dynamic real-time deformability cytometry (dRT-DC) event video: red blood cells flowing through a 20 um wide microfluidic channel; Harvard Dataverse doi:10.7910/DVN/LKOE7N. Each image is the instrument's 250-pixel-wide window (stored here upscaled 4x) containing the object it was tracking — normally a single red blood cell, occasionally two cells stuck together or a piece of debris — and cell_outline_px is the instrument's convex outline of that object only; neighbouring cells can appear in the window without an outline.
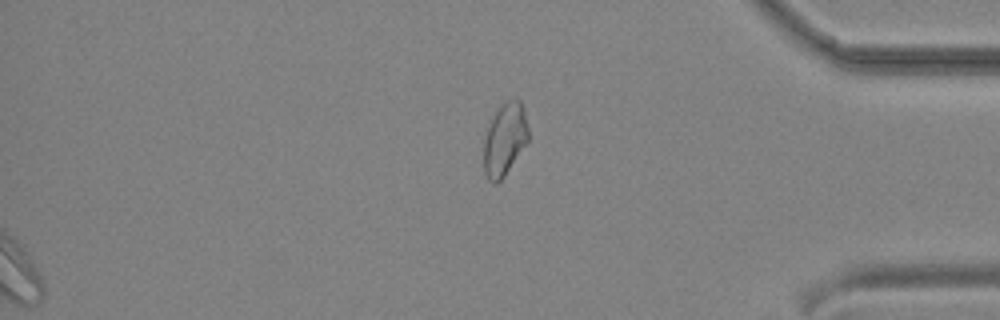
{"species": "common noctule bat (a hibernating species)", "species_latin": "Nyctalus noctula", "temperature_condition": "cold", "stored_images_in_passage": 39, "segment_of_instrument_passage": [2, 2], "camera_frame_rate_fps": 3000, "um_per_image_px": 0.085, "animal": {"sex": "male", "body_mass_g": 19.2, "forearm_length_mm": 51.8}, "frame": {"image": 1, "passage_image": 39, "time_ms": 12.667, "image_size_px": [1000, 320], "cell_outline_px": [[528, 140], [504, 176], [496, 184], [492, 184], [488, 180], [484, 172], [484, 140], [492, 112], [508, 100], [520, 100], [524, 108], [528, 128]], "centroid_in_image_um": [42.88, 11.83], "position_along_channel_um": 392.3, "area_um2": 18.84}}